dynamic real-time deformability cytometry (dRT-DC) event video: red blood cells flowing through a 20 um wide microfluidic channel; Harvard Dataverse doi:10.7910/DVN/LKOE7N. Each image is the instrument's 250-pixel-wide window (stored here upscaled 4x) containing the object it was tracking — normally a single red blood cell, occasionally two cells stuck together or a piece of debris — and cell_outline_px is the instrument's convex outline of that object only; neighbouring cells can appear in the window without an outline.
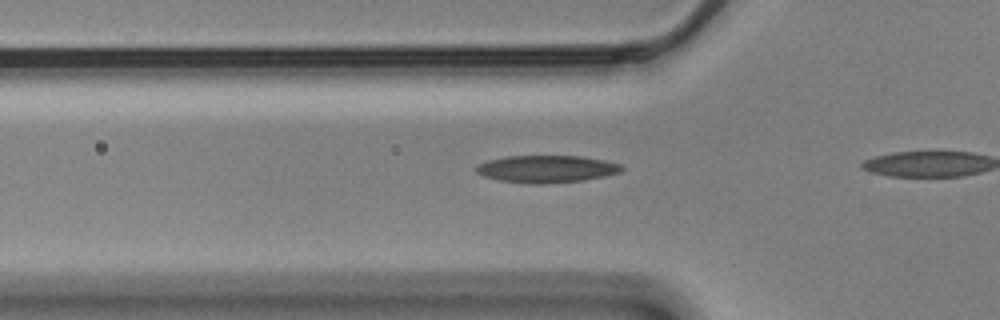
{"species": "Egyptian fruit bat (a non-hibernating species)", "species_latin": "Rousettus aegyptiacus", "temperature_condition": "cold", "stored_images_in_passage": 7, "camera_frame_rate_fps": 3000, "um_per_image_px": 0.085, "animal": {"sex": "male"}, "frame": {"image": 1, "passage_image": 2, "time_ms": 0.333, "image_size_px": [1000, 320], "cell_outline_px": [[624, 168], [620, 172], [604, 176], [580, 180], [532, 184], [528, 184], [500, 180], [484, 176], [476, 172], [476, 164], [488, 160], [508, 156], [580, 156], [604, 160], [620, 164]], "centroid_in_image_um": [46.43, 14.35], "position_along_channel_um": 79.4, "area_um2": 22.83}}
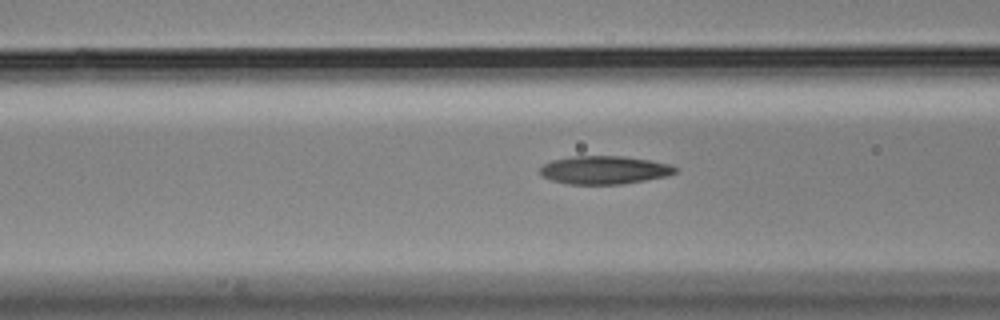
{"frame": {"image": 2, "passage_image": 5, "time_ms": 1.333, "image_size_px": [1000, 320], "cell_outline_px": [[676, 172], [668, 176], [620, 184], [568, 184], [552, 180], [540, 176], [540, 168], [544, 164], [552, 160], [572, 156], [624, 156], [648, 160], [668, 164], [676, 168]], "centroid_in_image_um": [51.33, 14.45], "position_along_channel_um": 115.3, "area_um2": 22.08}}